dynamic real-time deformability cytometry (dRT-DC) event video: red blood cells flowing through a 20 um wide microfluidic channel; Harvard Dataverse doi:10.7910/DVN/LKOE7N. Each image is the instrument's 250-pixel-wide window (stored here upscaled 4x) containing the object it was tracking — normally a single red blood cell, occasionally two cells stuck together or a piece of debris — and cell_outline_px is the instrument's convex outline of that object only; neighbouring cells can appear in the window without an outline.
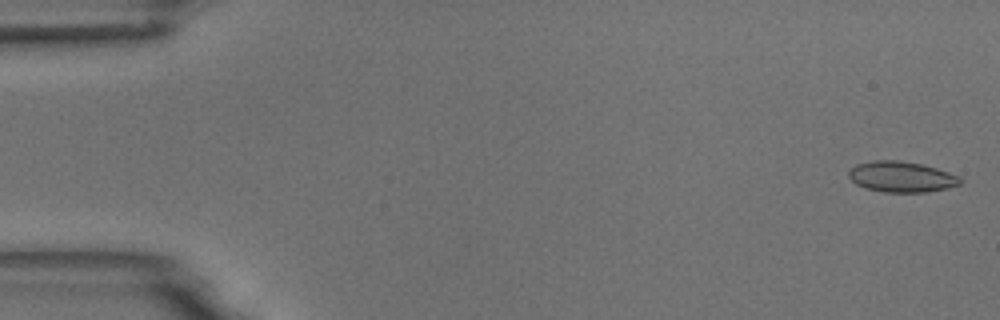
{"species": "common noctule bat (a hibernating species)", "species_latin": "Nyctalus noctula", "temperature_condition": "room temperature", "stored_images_in_passage": 54, "camera_frame_rate_fps": 3000, "um_per_image_px": 0.085, "animal": {"sex": "male", "body_mass_g": 18.8}, "frame": {"image": 1, "passage_image": 2, "time_ms": 0.333, "image_size_px": [1000, 320], "cell_outline_px": [[960, 184], [948, 188], [924, 192], [884, 192], [864, 188], [856, 184], [848, 176], [848, 172], [856, 164], [876, 160], [900, 160], [920, 164], [936, 168], [960, 176]], "centroid_in_image_um": [76.6, 15.03], "position_along_channel_um": 8.4, "area_um2": 19.88}}
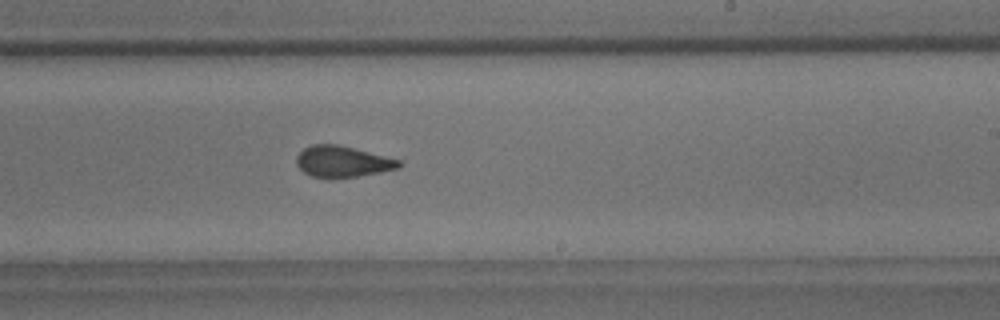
{"frame": {"image": 2, "passage_image": 33, "time_ms": 10.667, "image_size_px": [1000, 320], "cell_outline_px": [[404, 164], [400, 168], [380, 172], [356, 176], [312, 176], [304, 172], [296, 164], [296, 156], [304, 148], [312, 144], [336, 144], [400, 160]], "centroid_in_image_um": [29.12, 13.71], "position_along_channel_um": 259.9, "area_um2": 18.09}}
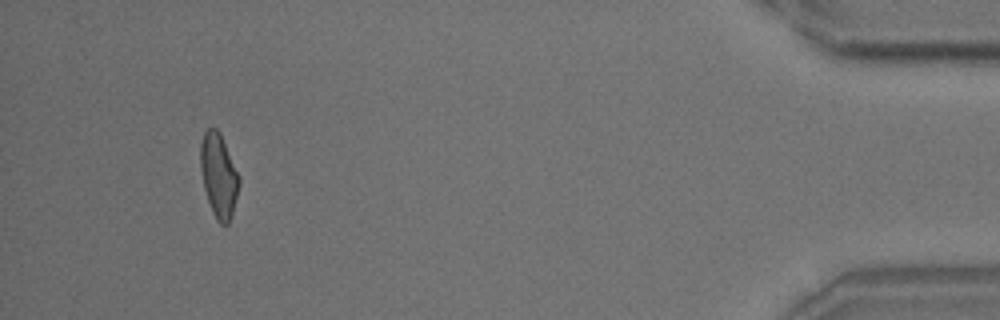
{"frame": {"image": 3, "passage_image": 51, "time_ms": 16.667, "image_size_px": [1000, 320], "cell_outline_px": [[240, 184], [232, 216], [228, 224], [220, 224], [216, 220], [212, 212], [204, 188], [200, 168], [200, 144], [204, 132], [208, 128], [216, 128], [220, 132], [240, 176]], "centroid_in_image_um": [18.6, 14.92], "position_along_channel_um": 416.6, "area_um2": 19.07}, "authors_computed_cell_mechanics": {"area_um2": 19.1607, "velocity_mm_per_s": 3.7604, "shape_relaxation_time_tau1_ms": 4.8808, "shape_relaxation_time_tau2_ms": 1.3032, "deformation_change_tau1": 0.1249, "deformation_change_tau2": 0.0689}}